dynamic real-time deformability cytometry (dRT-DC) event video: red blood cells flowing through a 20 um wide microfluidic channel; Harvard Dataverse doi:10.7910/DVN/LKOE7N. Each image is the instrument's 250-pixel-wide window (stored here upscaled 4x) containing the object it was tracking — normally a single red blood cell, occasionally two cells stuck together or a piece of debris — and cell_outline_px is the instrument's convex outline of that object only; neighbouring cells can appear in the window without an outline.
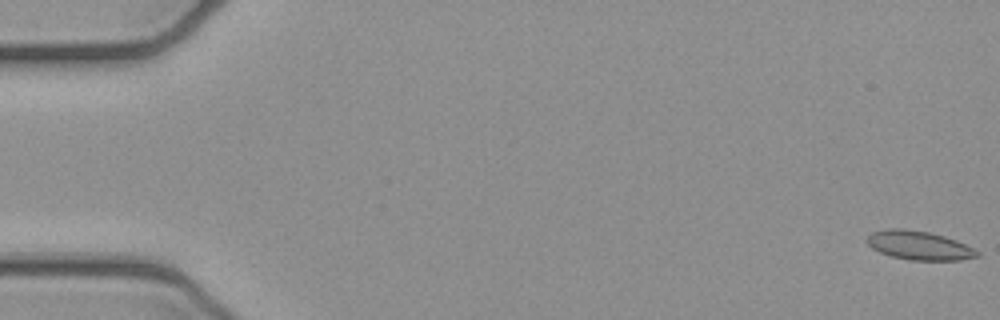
{"species": "common noctule bat (a hibernating species)", "species_latin": "Nyctalus noctula", "temperature_condition": "cold", "stored_images_in_passage": 6, "camera_frame_rate_fps": 3000, "um_per_image_px": 0.085, "animal": {"sex": "female", "body_mass_g": 21.9}, "frame": {"image": 1, "passage_image": 1, "time_ms": 0.0, "image_size_px": [1000, 320], "cell_outline_px": [[980, 256], [960, 260], [908, 260], [892, 256], [880, 252], [872, 248], [864, 240], [872, 232], [888, 228], [904, 228], [928, 232], [944, 236], [956, 240], [980, 252]], "centroid_in_image_um": [78.1, 20.86], "position_along_channel_um": 6.9, "area_um2": 18.55}}
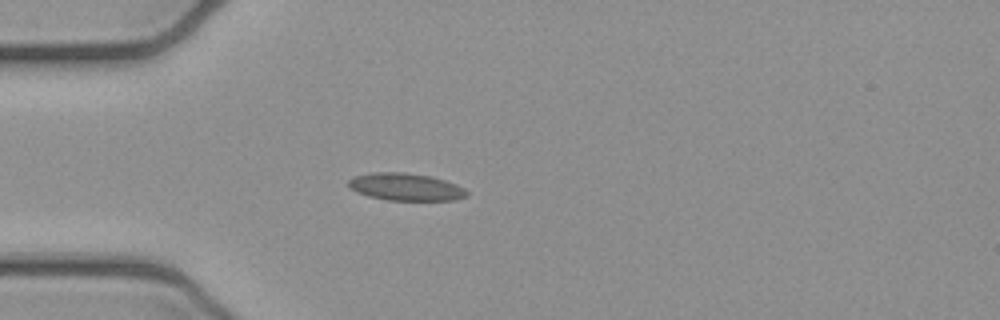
{"frame": {"image": 2, "passage_image": 5, "time_ms": 1.333, "image_size_px": [1000, 320], "cell_outline_px": [[468, 196], [456, 200], [388, 200], [368, 196], [356, 192], [348, 188], [348, 180], [356, 176], [372, 172], [404, 172], [428, 176], [444, 180], [456, 184], [464, 188], [468, 192]], "centroid_in_image_um": [34.47, 15.89], "position_along_channel_um": 50.5, "area_um2": 18.9}}